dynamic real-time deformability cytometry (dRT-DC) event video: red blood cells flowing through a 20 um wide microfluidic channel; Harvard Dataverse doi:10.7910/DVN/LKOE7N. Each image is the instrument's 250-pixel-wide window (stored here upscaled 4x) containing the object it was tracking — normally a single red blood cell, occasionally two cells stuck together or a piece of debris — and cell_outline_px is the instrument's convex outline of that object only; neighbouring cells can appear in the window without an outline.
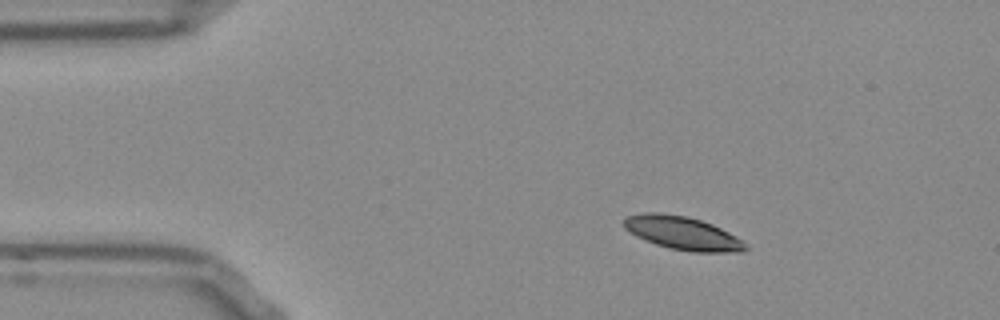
{"species": "Egyptian fruit bat (a non-hibernating species)", "species_latin": "Rousettus aegyptiacus", "temperature_condition": "room temperature", "stored_images_in_passage": 45, "camera_frame_rate_fps": 3000, "um_per_image_px": 0.085, "frame": {"image": 1, "passage_image": 1, "time_ms": 0.0, "image_size_px": [1000, 320], "cell_outline_px": [[748, 248], [744, 252], [692, 252], [668, 248], [656, 244], [636, 236], [624, 228], [624, 220], [628, 216], [644, 212], [656, 212], [688, 216], [712, 224], [736, 236]], "centroid_in_image_um": [58.01, 19.81], "position_along_channel_um": 27.0, "area_um2": 23.47}}
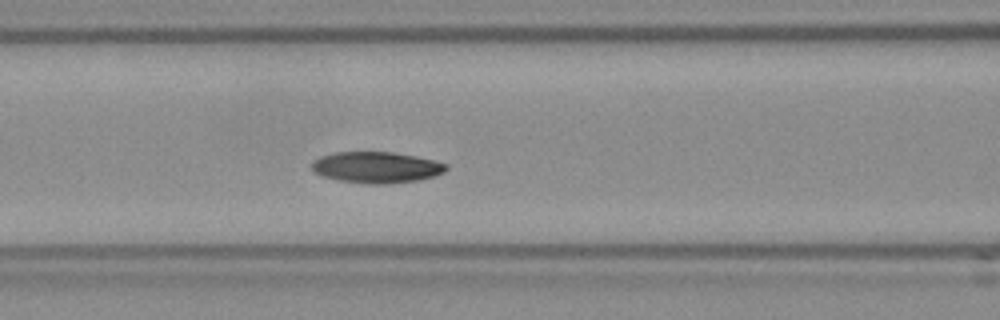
{"frame": {"image": 2, "passage_image": 14, "time_ms": 4.333, "image_size_px": [1000, 320], "cell_outline_px": [[448, 168], [444, 172], [420, 180], [388, 184], [368, 184], [340, 180], [320, 176], [312, 168], [312, 160], [320, 156], [336, 152], [392, 152], [416, 156], [448, 164]], "centroid_in_image_um": [31.99, 14.22], "position_along_channel_um": 134.6, "area_um2": 24.45}}
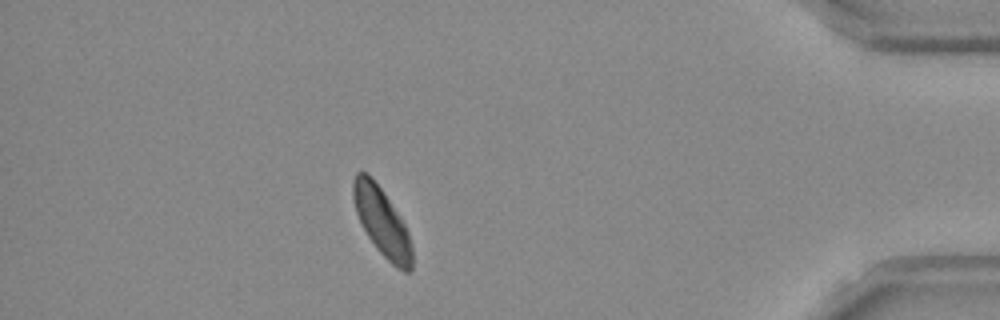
{"frame": {"image": 3, "passage_image": 39, "time_ms": 12.667, "image_size_px": [1000, 320], "cell_outline_px": [[412, 272], [404, 272], [396, 268], [376, 248], [368, 236], [356, 212], [352, 196], [352, 180], [356, 172], [364, 172], [380, 188], [404, 224], [408, 232], [412, 248]], "centroid_in_image_um": [32.46, 18.91], "position_along_channel_um": 402.7, "area_um2": 22.83}, "authors_computed_cell_mechanics": {"area_um2": 24.0448, "velocity_mm_per_s": 3.8005, "shape_relaxation_time_tau1_ms": 2.8354, "shape_relaxation_time_tau2_ms": 10.9919, "deformation_change_tau1": 0.1074, "deformation_change_tau2": 0.159}}